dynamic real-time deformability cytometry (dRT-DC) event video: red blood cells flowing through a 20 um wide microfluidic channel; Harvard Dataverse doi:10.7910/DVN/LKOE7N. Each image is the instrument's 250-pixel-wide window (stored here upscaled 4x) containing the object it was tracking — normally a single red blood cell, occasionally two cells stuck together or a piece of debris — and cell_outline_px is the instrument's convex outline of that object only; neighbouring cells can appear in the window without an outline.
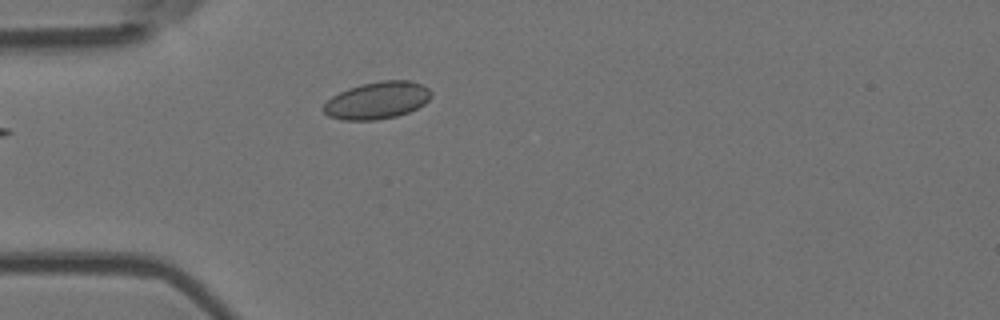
{"species": "Egyptian fruit bat (a non-hibernating species)", "species_latin": "Rousettus aegyptiacus", "temperature_condition": "room temperature", "stored_images_in_passage": 4, "camera_frame_rate_fps": 3000, "um_per_image_px": 0.085, "animal": {"sex": "female"}, "frame": {"image": 1, "passage_image": 4, "time_ms": 1.0, "image_size_px": [1000, 320], "cell_outline_px": [[432, 96], [424, 104], [408, 112], [396, 116], [376, 120], [344, 120], [328, 116], [320, 108], [332, 96], [348, 88], [360, 84], [380, 80], [408, 80], [420, 84], [428, 88], [432, 92]], "centroid_in_image_um": [32.04, 8.53], "position_along_channel_um": 53.0, "area_um2": 23.41}}